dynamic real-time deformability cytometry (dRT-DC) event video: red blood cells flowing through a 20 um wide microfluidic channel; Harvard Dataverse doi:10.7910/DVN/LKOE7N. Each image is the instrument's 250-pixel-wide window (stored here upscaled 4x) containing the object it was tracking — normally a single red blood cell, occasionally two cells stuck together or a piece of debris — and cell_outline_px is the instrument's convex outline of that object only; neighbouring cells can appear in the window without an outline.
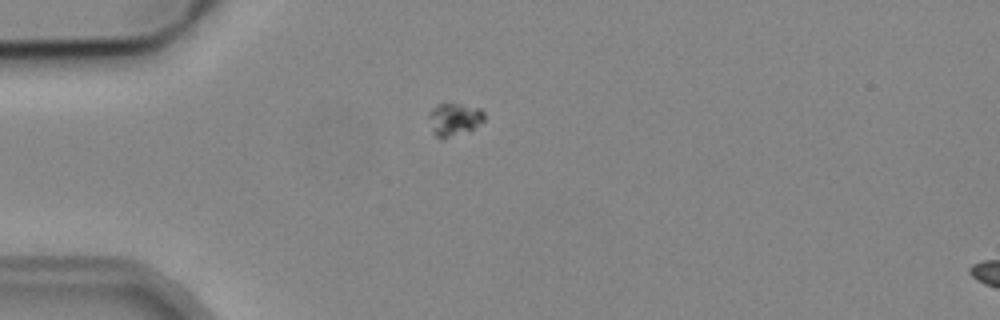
{"species": "common noctule bat (a hibernating species)", "species_latin": "Nyctalus noctula", "temperature_condition": "cold", "stored_images_in_passage": 3, "camera_frame_rate_fps": 3000, "um_per_image_px": 0.085, "animal": {"sex": "male", "body_mass_g": 19.2, "forearm_length_mm": 51.8}, "frame": {"image": 1, "passage_image": 1, "time_ms": 0.0, "image_size_px": [1000, 320], "cell_outline_px": [[484, 120], [472, 128], [444, 140], [440, 140], [432, 132], [428, 116], [428, 112], [436, 104], [460, 104], [480, 108], [484, 112]], "centroid_in_image_um": [38.55, 10.15], "position_along_channel_um": 46.4, "area_um2": 10.58}}